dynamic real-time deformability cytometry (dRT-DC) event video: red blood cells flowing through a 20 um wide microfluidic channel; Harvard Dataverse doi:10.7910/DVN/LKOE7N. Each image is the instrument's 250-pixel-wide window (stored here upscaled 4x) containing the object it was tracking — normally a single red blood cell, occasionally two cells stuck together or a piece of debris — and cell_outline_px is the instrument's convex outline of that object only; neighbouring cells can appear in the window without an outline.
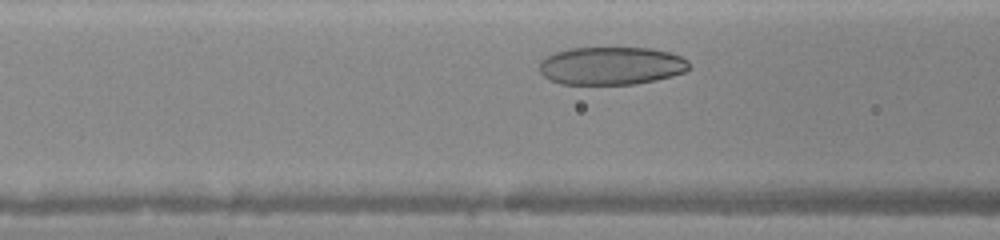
{"species": "human", "species_latin": "Homo sapiens", "temperature_condition": "warm", "stored_images_in_passage": 7, "camera_frame_rate_fps": 3000, "um_per_image_px": 0.085, "donor": {"sex": "female"}, "frame": {"image": 1, "passage_image": 5, "time_ms": 1.333, "image_size_px": [1000, 240], "cell_outline_px": [[692, 68], [684, 72], [672, 76], [656, 80], [632, 84], [560, 84], [548, 80], [540, 72], [540, 60], [556, 52], [572, 48], [652, 48], [668, 52], [680, 56], [688, 60]], "centroid_in_image_um": [51.97, 5.6], "position_along_channel_um": 114.6, "area_um2": 33.23}}